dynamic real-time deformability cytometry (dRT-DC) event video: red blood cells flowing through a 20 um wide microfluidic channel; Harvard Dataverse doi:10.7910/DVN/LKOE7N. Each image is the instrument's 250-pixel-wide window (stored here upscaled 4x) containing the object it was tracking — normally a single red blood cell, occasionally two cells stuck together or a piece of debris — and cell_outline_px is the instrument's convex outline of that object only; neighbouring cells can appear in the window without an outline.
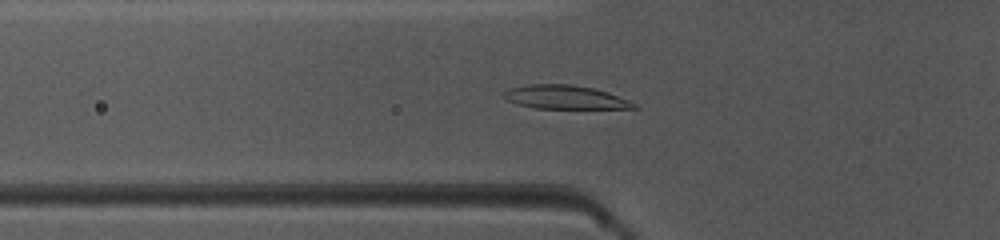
{"species": "common noctule bat (a hibernating species)", "species_latin": "Nyctalus noctula", "temperature_condition": "warm", "stored_images_in_passage": 38, "camera_frame_rate_fps": 3000, "um_per_image_px": 0.085, "animal": {"sex": "female", "body_mass_g": 10.0, "forearm_length_mm": 53.1}, "frame": {"image": 1, "passage_image": 6, "time_ms": 1.667, "image_size_px": [1000, 240], "cell_outline_px": [[640, 108], [536, 108], [516, 104], [508, 100], [504, 96], [504, 92], [512, 88], [532, 84], [568, 84], [592, 88], [628, 100], [636, 104]], "centroid_in_image_um": [48.01, 8.27], "position_along_channel_um": 77.8, "area_um2": 17.4}}
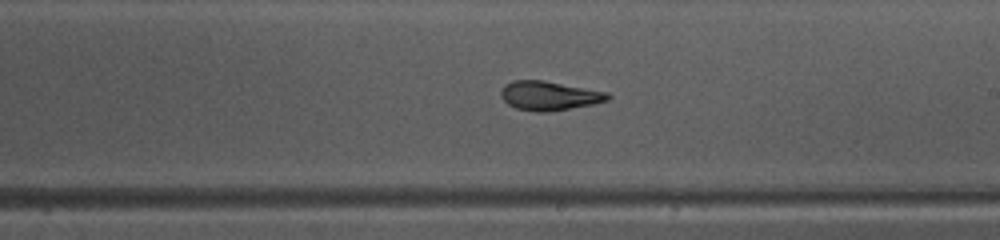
{"frame": {"image": 2, "passage_image": 18, "time_ms": 5.667, "image_size_px": [1000, 240], "cell_outline_px": [[612, 96], [608, 100], [592, 104], [548, 112], [536, 112], [516, 108], [508, 104], [500, 96], [500, 92], [504, 84], [512, 80], [544, 80], [608, 92]], "centroid_in_image_um": [46.66, 8.13], "position_along_channel_um": 242.3, "area_um2": 18.21}}
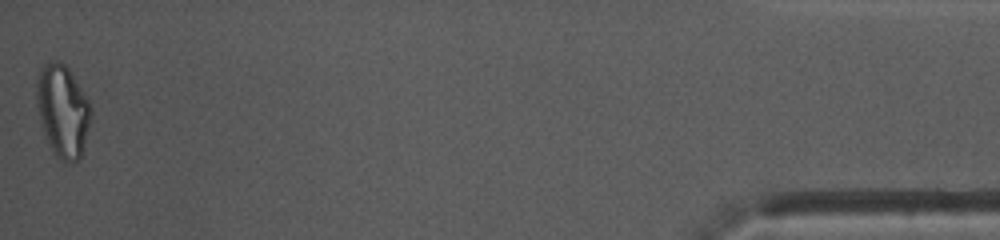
{"frame": {"image": 3, "passage_image": 38, "time_ms": 12.333, "image_size_px": [1000, 240], "cell_outline_px": [[92, 116], [84, 148], [80, 160], [64, 160], [56, 156], [52, 152], [48, 144], [40, 120], [36, 104], [36, 84], [40, 72], [44, 64], [56, 60], [60, 60], [68, 68], [88, 100], [92, 108]], "centroid_in_image_um": [5.34, 9.43], "position_along_channel_um": 429.9, "area_um2": 29.13}, "authors_computed_cell_mechanics": {"area_um2": 18.3804, "velocity_mm_per_s": 4.0829, "shape_relaxation_time_tau1_ms": 4.8469, "shape_relaxation_time_tau2_ms": 2.2814, "deformation_change_tau1": 0.1834, "deformation_change_tau2": 0.0454}}